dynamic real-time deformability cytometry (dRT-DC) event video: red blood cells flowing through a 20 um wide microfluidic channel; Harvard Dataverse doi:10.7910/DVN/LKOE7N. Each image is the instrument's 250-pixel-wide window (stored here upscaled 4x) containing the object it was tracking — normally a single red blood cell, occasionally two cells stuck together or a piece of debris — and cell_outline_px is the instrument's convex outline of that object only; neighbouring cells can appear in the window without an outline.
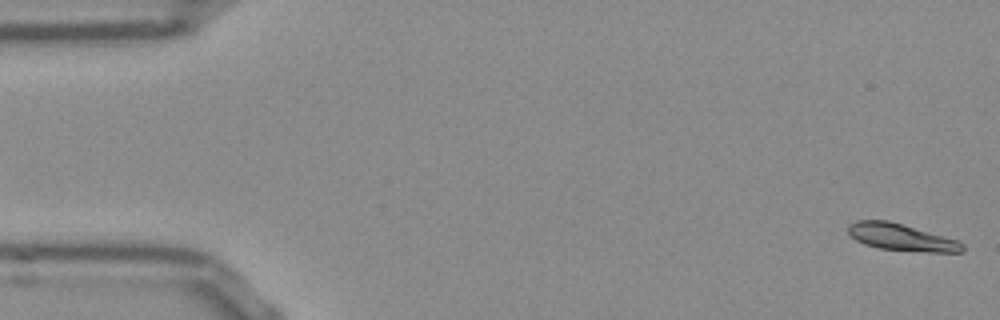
{"species": "Egyptian fruit bat (a non-hibernating species)", "species_latin": "Rousettus aegyptiacus", "temperature_condition": "room temperature", "stored_images_in_passage": 53, "segment_of_instrument_passage": [1, 2], "camera_frame_rate_fps": 3000, "um_per_image_px": 0.085, "frame": {"image": 1, "passage_image": 1, "time_ms": 0.0, "image_size_px": [1000, 320], "cell_outline_px": [[964, 252], [928, 252], [880, 248], [864, 244], [856, 240], [848, 232], [848, 224], [856, 220], [888, 220], [960, 240], [964, 244]], "centroid_in_image_um": [76.65, 20.16], "position_along_channel_um": 8.4, "area_um2": 17.98}}
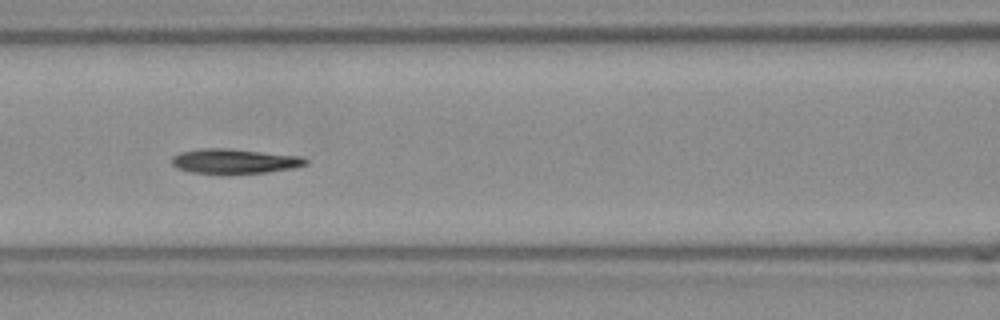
{"frame": {"image": 2, "passage_image": 22, "time_ms": 7.0, "image_size_px": [1000, 320], "cell_outline_px": [[308, 164], [292, 168], [264, 172], [228, 176], [220, 176], [192, 172], [176, 168], [172, 164], [172, 156], [180, 152], [200, 148], [228, 148], [300, 156], [308, 160]], "centroid_in_image_um": [19.87, 13.73], "position_along_channel_um": 146.7, "area_um2": 19.94}}
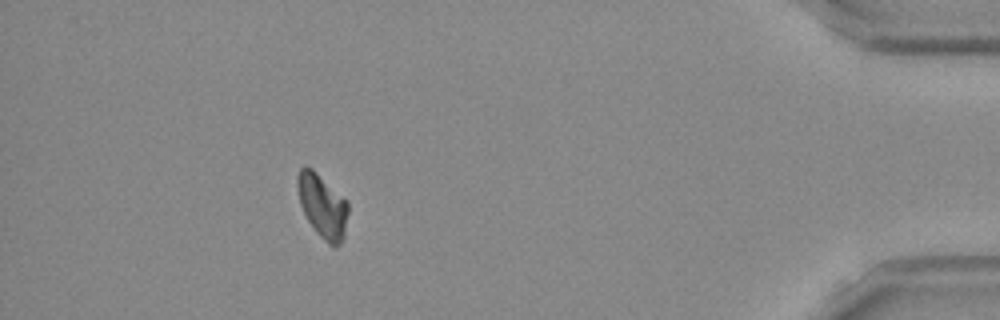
{"frame": {"image": 3, "passage_image": 47, "time_ms": 15.333, "image_size_px": [1000, 320], "cell_outline_px": [[348, 212], [344, 236], [340, 244], [336, 248], [332, 248], [316, 232], [308, 220], [300, 204], [296, 184], [296, 176], [300, 168], [304, 164], [312, 168], [348, 200]], "centroid_in_image_um": [27.41, 17.49], "position_along_channel_um": 407.8, "area_um2": 19.13}}